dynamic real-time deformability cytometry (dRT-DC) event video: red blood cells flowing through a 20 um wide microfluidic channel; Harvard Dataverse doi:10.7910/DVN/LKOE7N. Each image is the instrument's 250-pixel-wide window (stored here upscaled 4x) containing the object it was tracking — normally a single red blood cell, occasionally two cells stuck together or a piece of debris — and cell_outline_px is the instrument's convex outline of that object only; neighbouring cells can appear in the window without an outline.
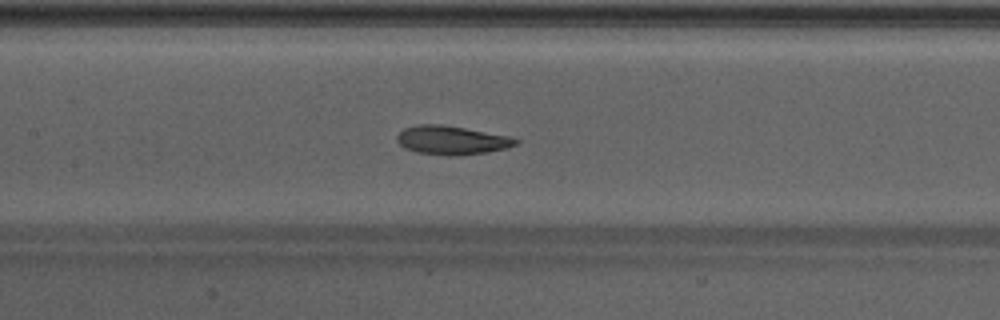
{"species": "Egyptian fruit bat (a non-hibernating species)", "species_latin": "Rousettus aegyptiacus", "temperature_condition": "warm", "stored_images_in_passage": 49, "camera_frame_rate_fps": 3000, "um_per_image_px": 0.085, "animal": {"sex": "male"}, "frame": {"image": 1, "passage_image": 23, "time_ms": 7.333, "image_size_px": [1000, 320], "cell_outline_px": [[520, 140], [516, 144], [508, 148], [488, 152], [460, 156], [448, 156], [416, 152], [404, 148], [396, 140], [396, 136], [404, 128], [420, 124], [440, 124], [464, 128], [508, 136]], "centroid_in_image_um": [38.38, 11.93], "position_along_channel_um": 169.0, "area_um2": 19.94}}
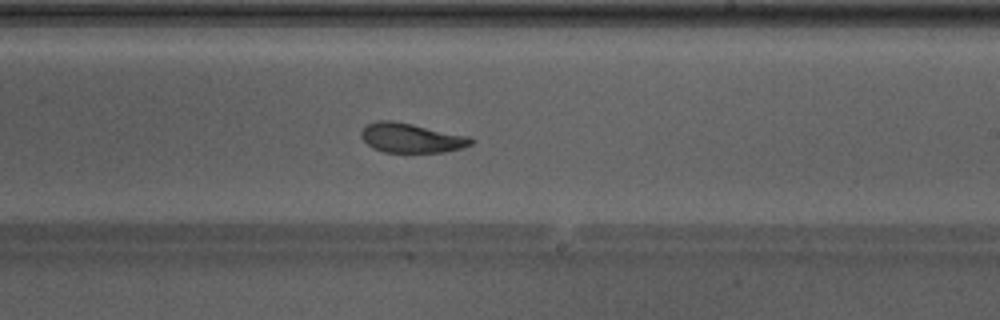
{"frame": {"image": 2, "passage_image": 29, "time_ms": 9.333, "image_size_px": [1000, 320], "cell_outline_px": [[476, 140], [472, 144], [460, 148], [444, 152], [384, 152], [372, 148], [360, 136], [360, 132], [368, 124], [376, 120], [392, 120], [412, 124], [468, 136]], "centroid_in_image_um": [34.94, 11.72], "position_along_channel_um": 254.1, "area_um2": 18.79}}
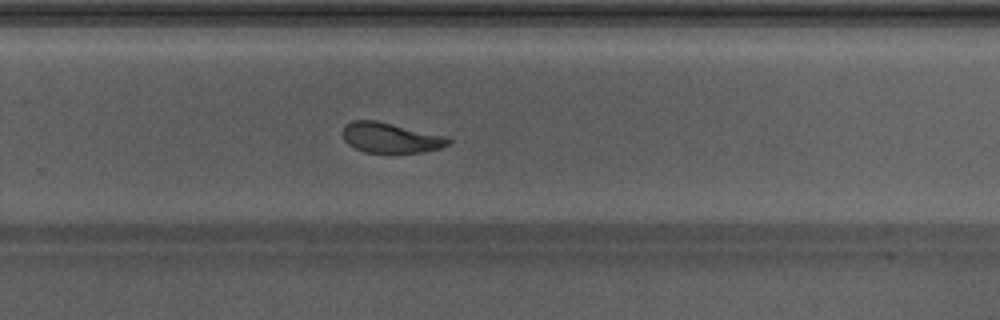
{"frame": {"image": 3, "passage_image": 32, "time_ms": 10.333, "image_size_px": [1000, 320], "cell_outline_px": [[452, 144], [440, 148], [424, 152], [364, 152], [348, 144], [344, 140], [344, 124], [352, 120], [376, 120], [448, 136], [452, 140]], "centroid_in_image_um": [33.25, 11.7], "position_along_channel_um": 296.6, "area_um2": 18.67}, "authors_computed_cell_mechanics": {"area_um2": 20.1722, "velocity_mm_per_s": 4.2726, "shape_relaxation_time_tau1_ms": 3.9384, "shape_relaxation_time_tau2_ms": 2.2633, "deformation_change_tau1": 0.1675, "deformation_change_tau2": 0.0831}}